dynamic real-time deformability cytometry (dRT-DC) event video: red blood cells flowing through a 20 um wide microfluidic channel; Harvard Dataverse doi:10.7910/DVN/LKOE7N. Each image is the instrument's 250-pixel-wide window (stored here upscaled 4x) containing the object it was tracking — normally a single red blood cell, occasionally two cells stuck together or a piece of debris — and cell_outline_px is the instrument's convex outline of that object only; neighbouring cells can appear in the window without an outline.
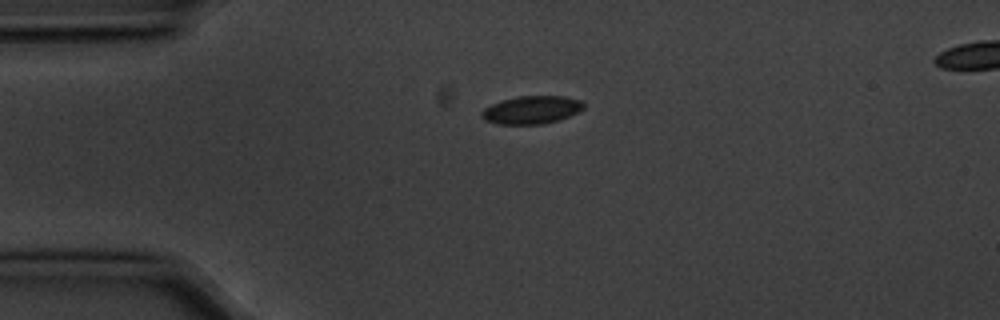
{"species": "common noctule bat (a hibernating species)", "species_latin": "Nyctalus noctula", "temperature_condition": "cold", "stored_images_in_passage": 3, "camera_frame_rate_fps": 3000, "um_per_image_px": 0.085, "animal": {"sex": "male", "body_mass_g": 20.1, "forearm_length_mm": 53.5}, "frame": {"image": 1, "passage_image": 1, "time_ms": 0.0, "image_size_px": [1000, 320], "cell_outline_px": [[584, 108], [560, 120], [540, 124], [496, 124], [484, 120], [480, 116], [480, 112], [484, 108], [492, 104], [516, 96], [564, 96], [580, 100], [584, 104]], "centroid_in_image_um": [45.15, 9.34], "position_along_channel_um": 39.9, "area_um2": 16.59}}